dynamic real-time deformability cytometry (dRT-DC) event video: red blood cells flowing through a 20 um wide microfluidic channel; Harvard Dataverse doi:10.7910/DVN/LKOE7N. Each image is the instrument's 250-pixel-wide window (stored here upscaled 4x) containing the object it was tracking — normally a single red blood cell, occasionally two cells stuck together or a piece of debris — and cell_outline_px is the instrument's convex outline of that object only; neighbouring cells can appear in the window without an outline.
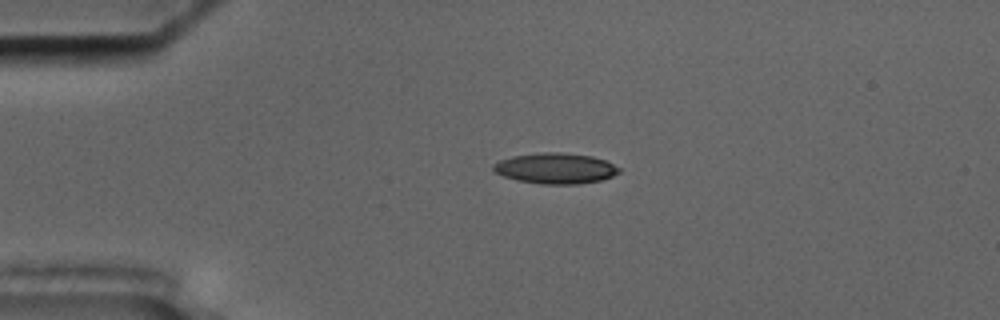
{"species": "common noctule bat (a hibernating species)", "species_latin": "Nyctalus noctula", "temperature_condition": "cold", "stored_images_in_passage": 45, "camera_frame_rate_fps": 3000, "um_per_image_px": 0.085, "animal": {"sex": "male", "body_mass_g": 17.5, "forearm_length_mm": 52.3}, "frame": {"image": 1, "passage_image": 1, "time_ms": 0.0, "image_size_px": [1000, 320], "cell_outline_px": [[620, 172], [612, 176], [600, 180], [580, 184], [540, 184], [516, 180], [504, 176], [496, 172], [492, 168], [492, 164], [500, 160], [512, 156], [544, 152], [560, 152], [592, 156], [604, 160], [620, 168]], "centroid_in_image_um": [47.2, 14.31], "position_along_channel_um": 37.8, "area_um2": 22.43}}
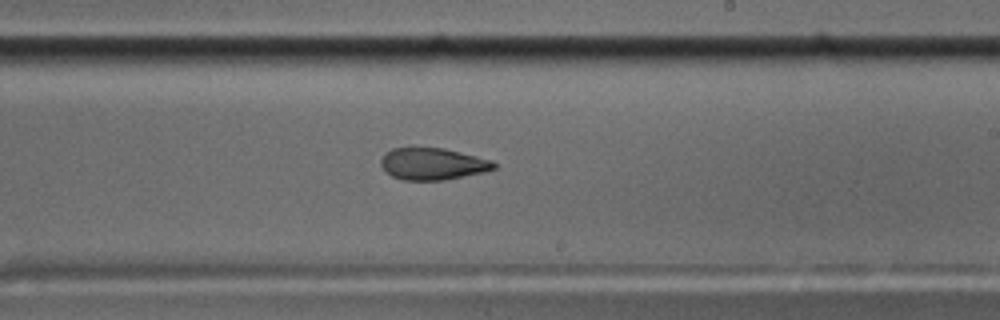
{"frame": {"image": 2, "passage_image": 22, "time_ms": 7.0, "image_size_px": [1000, 320], "cell_outline_px": [[496, 168], [484, 172], [444, 180], [404, 180], [392, 176], [380, 164], [380, 160], [384, 152], [392, 148], [444, 148], [492, 160], [496, 164]], "centroid_in_image_um": [36.77, 13.93], "position_along_channel_um": 252.2, "area_um2": 20.92}}
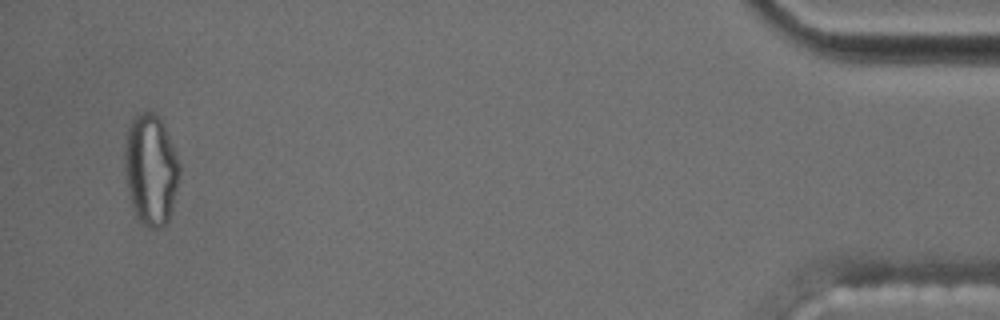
{"frame": {"image": 3, "passage_image": 43, "time_ms": 14.0, "image_size_px": [1000, 320], "cell_outline_px": [[180, 172], [168, 220], [160, 228], [148, 228], [136, 216], [128, 192], [124, 176], [124, 148], [128, 128], [132, 116], [140, 112], [156, 112], [164, 116], [180, 164]], "centroid_in_image_um": [12.81, 14.3], "position_along_channel_um": 422.4, "area_um2": 36.24}, "authors_computed_cell_mechanics": {"area_um2": 22.7154, "velocity_mm_per_s": 3.5533, "shape_relaxation_time_tau1_ms": null, "shape_relaxation_time_tau2_ms": 3.4595, "deformation_change_tau1": null, "deformation_change_tau2": 0.0869}}